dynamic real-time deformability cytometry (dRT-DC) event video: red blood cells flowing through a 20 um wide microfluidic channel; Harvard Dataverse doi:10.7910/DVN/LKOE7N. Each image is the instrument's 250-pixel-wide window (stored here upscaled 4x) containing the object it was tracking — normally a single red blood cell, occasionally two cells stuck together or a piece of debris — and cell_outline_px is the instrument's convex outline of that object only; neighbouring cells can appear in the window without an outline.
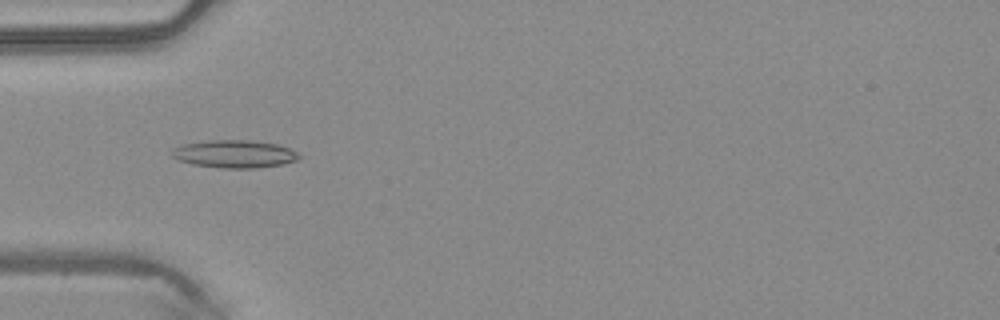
{"species": "common noctule bat (a hibernating species)", "species_latin": "Nyctalus noctula", "temperature_condition": "warm", "stored_images_in_passage": 41, "camera_frame_rate_fps": 3000, "um_per_image_px": 0.085, "animal": {"sex": "male", "body_mass_g": 20.4}, "frame": {"image": 1, "passage_image": 8, "time_ms": 2.333, "image_size_px": [1000, 320], "cell_outline_px": [[300, 156], [296, 160], [284, 164], [256, 168], [224, 168], [192, 164], [176, 160], [172, 156], [172, 148], [180, 144], [208, 140], [252, 140], [276, 144], [288, 148], [296, 152]], "centroid_in_image_um": [19.87, 13.08], "position_along_channel_um": 65.1, "area_um2": 20.63}}
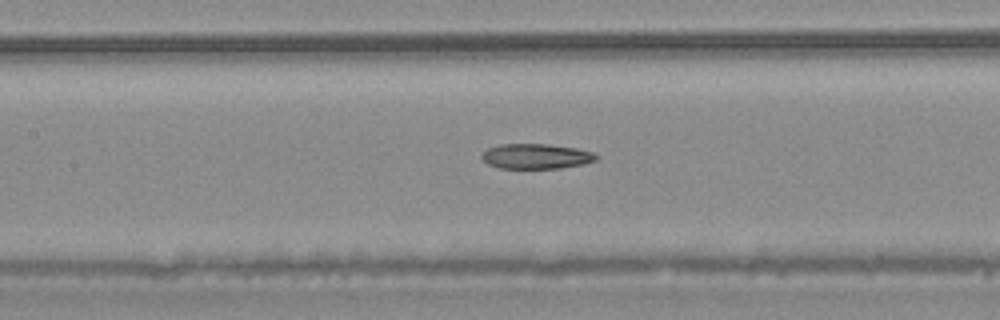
{"frame": {"image": 2, "passage_image": 15, "time_ms": 4.667, "image_size_px": [1000, 320], "cell_outline_px": [[600, 156], [596, 160], [584, 164], [560, 168], [500, 168], [488, 164], [480, 156], [488, 148], [500, 144], [548, 144], [576, 148], [592, 152]], "centroid_in_image_um": [45.59, 13.28], "position_along_channel_um": 161.8, "area_um2": 16.7}}
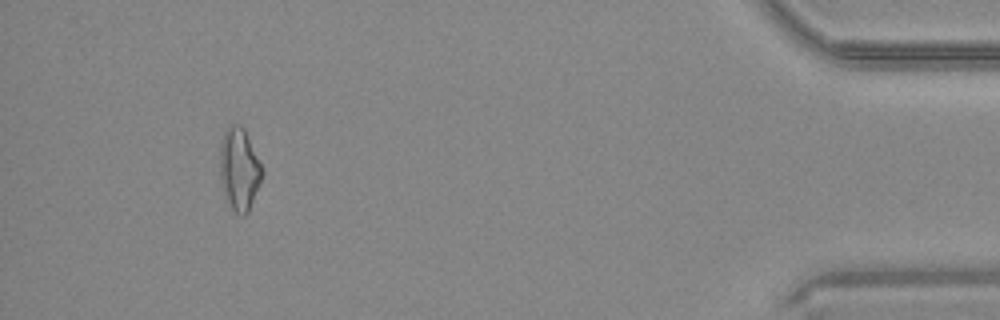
{"frame": {"image": 3, "passage_image": 38, "time_ms": 12.333, "image_size_px": [1000, 320], "cell_outline_px": [[264, 172], [248, 212], [244, 216], [240, 216], [228, 208], [224, 200], [220, 180], [220, 140], [224, 132], [232, 124], [240, 124], [244, 128]], "centroid_in_image_um": [20.3, 14.44], "position_along_channel_um": 414.9, "area_um2": 20.58}, "authors_computed_cell_mechanics": {"area_um2": 17.6868, "velocity_mm_per_s": 4.1437, "shape_relaxation_time_tau1_ms": null, "shape_relaxation_time_tau2_ms": 7.6727, "deformation_change_tau1": null, "deformation_change_tau2": 0.2072}}